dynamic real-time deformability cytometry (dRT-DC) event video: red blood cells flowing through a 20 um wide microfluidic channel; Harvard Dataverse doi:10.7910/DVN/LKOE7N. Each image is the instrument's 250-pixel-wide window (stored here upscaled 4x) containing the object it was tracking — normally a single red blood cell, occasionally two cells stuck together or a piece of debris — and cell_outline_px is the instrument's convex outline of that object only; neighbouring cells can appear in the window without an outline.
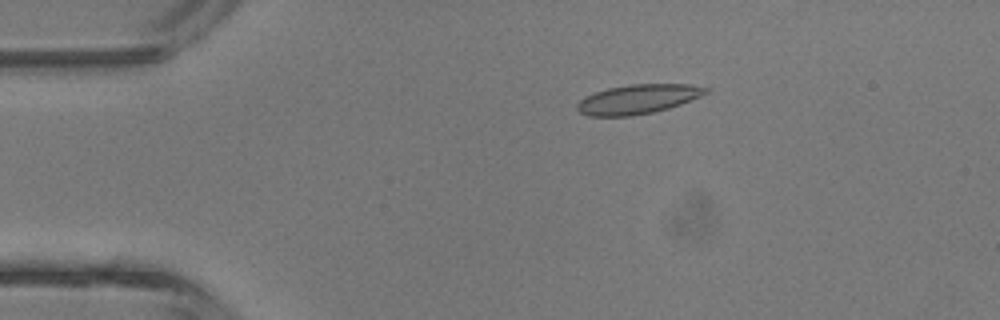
{"species": "common noctule bat (a hibernating species)", "species_latin": "Nyctalus noctula", "temperature_condition": "room temperature", "stored_images_in_passage": 4, "camera_frame_rate_fps": 3000, "um_per_image_px": 0.085, "animal": {"sex": "male", "body_mass_g": 13.3}, "frame": {"image": 1, "passage_image": 2, "time_ms": 1.0, "image_size_px": [1000, 320], "cell_outline_px": [[712, 88], [708, 92], [700, 96], [680, 104], [668, 108], [652, 112], [632, 116], [588, 116], [580, 112], [576, 108], [576, 104], [584, 96], [608, 88], [632, 84], [688, 84]], "centroid_in_image_um": [54.21, 8.42], "position_along_channel_um": 30.8, "area_um2": 21.96}}